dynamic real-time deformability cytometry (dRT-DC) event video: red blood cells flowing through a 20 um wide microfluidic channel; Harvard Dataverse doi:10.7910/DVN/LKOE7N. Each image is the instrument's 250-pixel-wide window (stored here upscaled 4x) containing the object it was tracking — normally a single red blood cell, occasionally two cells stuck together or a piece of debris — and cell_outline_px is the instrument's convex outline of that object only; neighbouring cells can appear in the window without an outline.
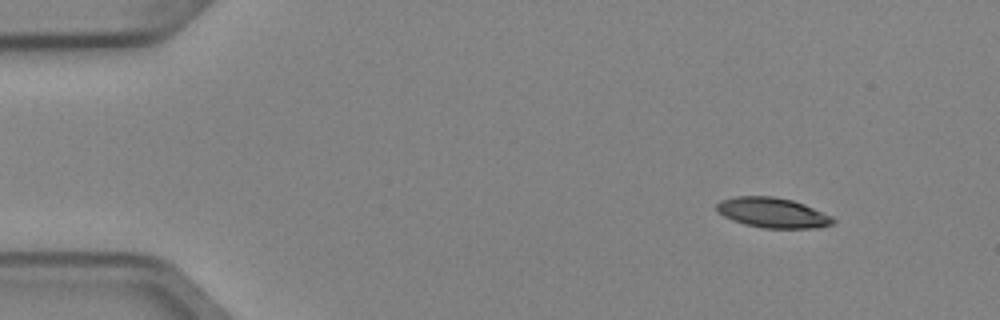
{"species": "Egyptian fruit bat (a non-hibernating species)", "species_latin": "Rousettus aegyptiacus", "temperature_condition": "cold", "stored_images_in_passage": 4, "segment_of_instrument_passage": [1, 2], "camera_frame_rate_fps": 3000, "um_per_image_px": 0.085, "animal": {"sex": "female"}, "frame": {"image": 1, "passage_image": 1, "time_ms": 0.0, "image_size_px": [1000, 320], "cell_outline_px": [[836, 220], [832, 224], [820, 228], [764, 228], [744, 224], [732, 220], [716, 212], [716, 204], [720, 200], [736, 196], [772, 196], [792, 200], [804, 204], [832, 216]], "centroid_in_image_um": [65.66, 18.08], "position_along_channel_um": 19.3, "area_um2": 20.52}}
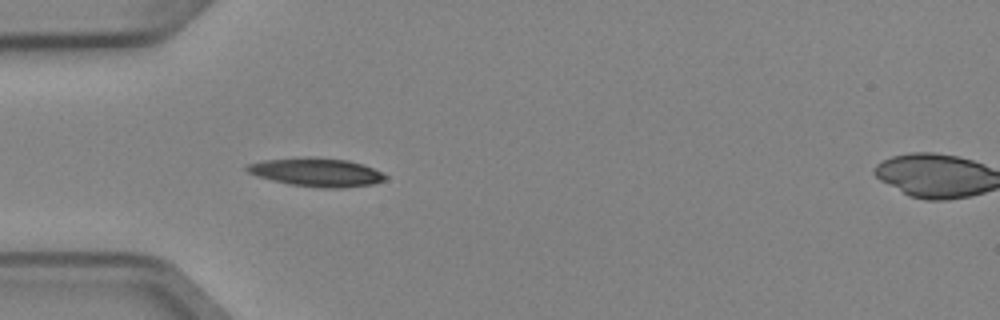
{"frame": {"image": 2, "passage_image": 3, "time_ms": 0.667, "image_size_px": [1000, 320], "cell_outline_px": [[388, 176], [384, 180], [372, 184], [340, 188], [324, 188], [288, 184], [256, 176], [248, 172], [244, 168], [248, 164], [264, 160], [304, 156], [312, 156], [348, 160], [372, 168]], "centroid_in_image_um": [26.86, 14.63], "position_along_channel_um": 58.1, "area_um2": 23.0}}